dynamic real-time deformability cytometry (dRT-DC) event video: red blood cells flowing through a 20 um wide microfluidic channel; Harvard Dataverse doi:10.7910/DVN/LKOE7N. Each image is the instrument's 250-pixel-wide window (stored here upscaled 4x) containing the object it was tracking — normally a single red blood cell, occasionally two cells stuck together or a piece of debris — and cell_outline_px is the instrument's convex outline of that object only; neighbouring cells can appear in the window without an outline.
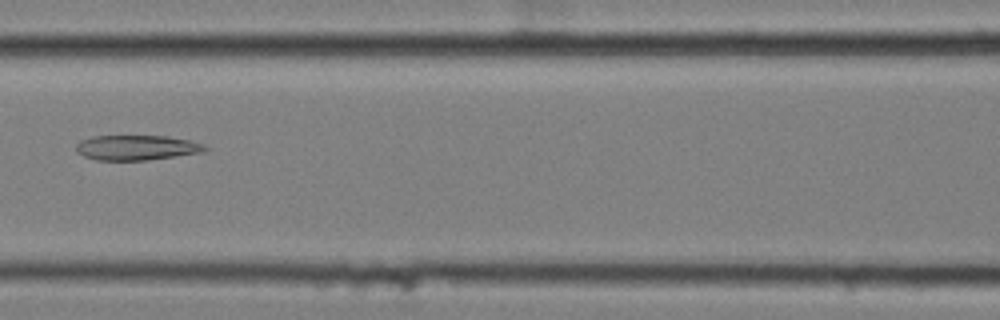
{"species": "common noctule bat (a hibernating species)", "species_latin": "Nyctalus noctula", "temperature_condition": "cold", "stored_images_in_passage": 10, "camera_frame_rate_fps": 3000, "um_per_image_px": 0.085, "animal": {"sex": "female", "body_mass_g": 25.1}, "frame": {"image": 1, "passage_image": 6, "time_ms": 1.667, "image_size_px": [1000, 320], "cell_outline_px": [[208, 148], [204, 152], [148, 160], [96, 160], [84, 156], [76, 152], [76, 144], [80, 140], [92, 136], [168, 136], [188, 140], [204, 144]], "centroid_in_image_um": [11.6, 12.55], "position_along_channel_um": 155.0, "area_um2": 18.84}}
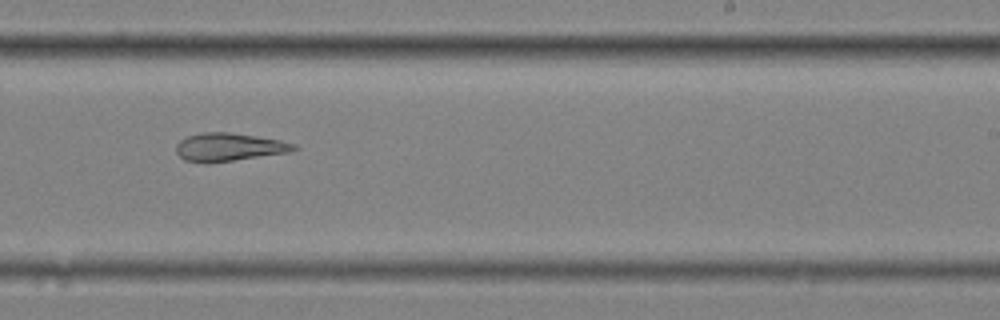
{"frame": {"image": 2, "passage_image": 9, "time_ms": 2.667, "image_size_px": [1000, 320], "cell_outline_px": [[300, 148], [292, 152], [232, 160], [184, 160], [176, 152], [176, 144], [180, 140], [188, 136], [204, 132], [228, 132], [256, 136], [280, 140], [296, 144]], "centroid_in_image_um": [19.54, 12.46], "position_along_channel_um": 269.5, "area_um2": 18.67}}
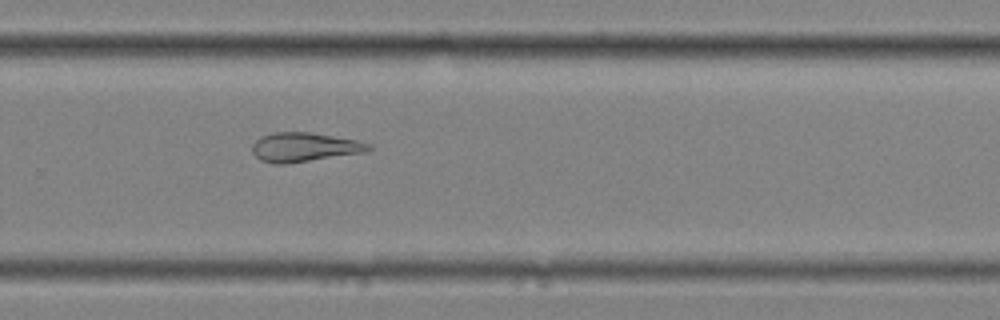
{"frame": {"image": 3, "passage_image": 10, "time_ms": 3.0, "image_size_px": [1000, 320], "cell_outline_px": [[372, 148], [364, 152], [288, 164], [276, 164], [260, 160], [252, 152], [252, 144], [260, 136], [276, 132], [308, 132], [356, 140], [372, 144]], "centroid_in_image_um": [25.83, 12.51], "position_along_channel_um": 304.0, "area_um2": 19.71}}